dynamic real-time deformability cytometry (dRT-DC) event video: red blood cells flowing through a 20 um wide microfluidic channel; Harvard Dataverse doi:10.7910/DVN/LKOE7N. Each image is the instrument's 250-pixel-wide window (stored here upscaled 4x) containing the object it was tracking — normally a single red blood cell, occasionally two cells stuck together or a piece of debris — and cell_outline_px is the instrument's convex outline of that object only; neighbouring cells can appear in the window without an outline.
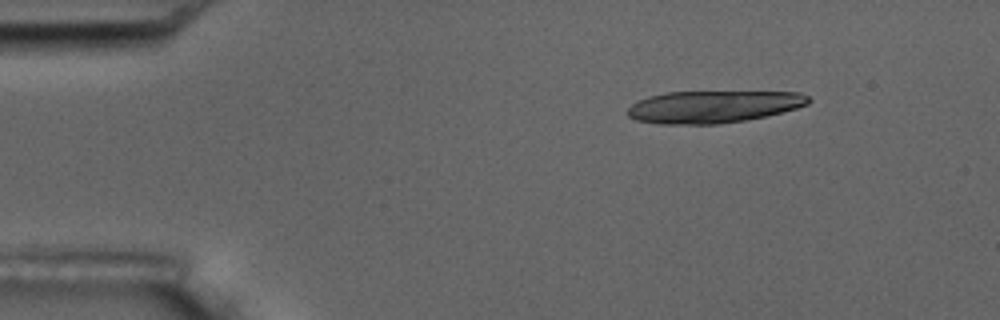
{"species": "common noctule bat (a hibernating species)", "species_latin": "Nyctalus noctula", "temperature_condition": "room temperature", "stored_images_in_passage": 4, "camera_frame_rate_fps": 3000, "um_per_image_px": 0.085, "animal": {"sex": "male", "body_mass_g": 17.5, "forearm_length_mm": 52.3}, "frame": {"image": 1, "passage_image": 1, "time_ms": 0.0, "image_size_px": [1000, 320], "cell_outline_px": [[812, 100], [808, 104], [796, 108], [748, 120], [716, 124], [660, 124], [636, 120], [628, 116], [628, 108], [636, 100], [648, 96], [668, 92], [800, 92], [808, 96]], "centroid_in_image_um": [60.6, 9.07], "position_along_channel_um": 24.4, "area_um2": 33.93}}